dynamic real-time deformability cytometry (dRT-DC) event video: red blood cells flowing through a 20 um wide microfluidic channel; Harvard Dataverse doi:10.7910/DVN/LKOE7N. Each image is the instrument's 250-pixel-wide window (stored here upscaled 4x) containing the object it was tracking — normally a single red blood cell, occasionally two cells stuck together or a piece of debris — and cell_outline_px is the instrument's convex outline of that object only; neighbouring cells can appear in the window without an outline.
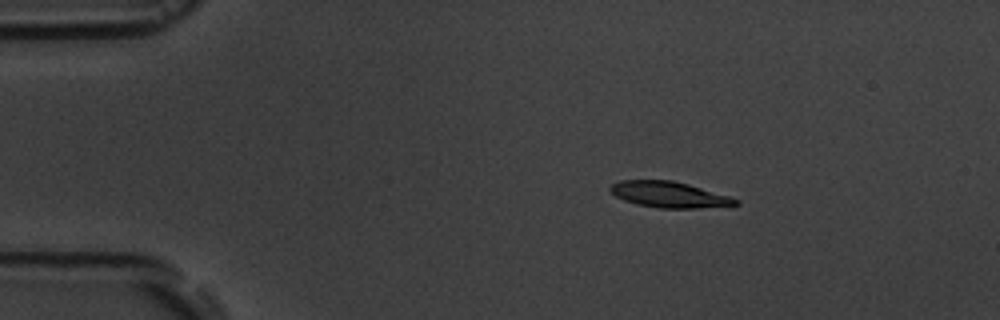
{"species": "common noctule bat (a hibernating species)", "species_latin": "Nyctalus noctula", "temperature_condition": "room temperature", "stored_images_in_passage": 3, "camera_frame_rate_fps": 3000, "um_per_image_px": 0.085, "animal": {"sex": "male", "body_mass_g": 19.5, "forearm_length_mm": 54.6}, "frame": {"image": 1, "passage_image": 1, "time_ms": 0.0, "image_size_px": [1000, 320], "cell_outline_px": [[740, 204], [696, 208], [660, 208], [636, 204], [624, 200], [616, 196], [608, 188], [612, 184], [620, 180], [672, 180], [688, 184], [728, 196], [740, 200]], "centroid_in_image_um": [56.85, 16.53], "position_along_channel_um": 28.2, "area_um2": 18.73}}